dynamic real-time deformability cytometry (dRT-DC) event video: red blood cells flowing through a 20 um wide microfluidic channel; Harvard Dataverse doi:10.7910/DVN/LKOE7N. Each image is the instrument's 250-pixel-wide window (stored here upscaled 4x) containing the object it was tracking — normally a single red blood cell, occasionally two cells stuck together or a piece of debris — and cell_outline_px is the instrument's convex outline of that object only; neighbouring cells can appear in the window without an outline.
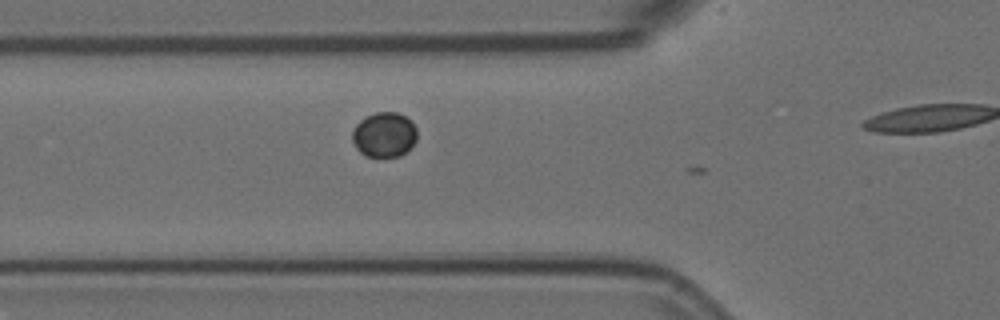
{"species": "Egyptian fruit bat (a non-hibernating species)", "species_latin": "Rousettus aegyptiacus", "temperature_condition": "room temperature", "stored_images_in_passage": 3, "camera_frame_rate_fps": 3000, "um_per_image_px": 0.085, "animal": {"sex": "female"}, "frame": {"image": 1, "passage_image": 2, "time_ms": 0.333, "image_size_px": [1000, 320], "cell_outline_px": [[416, 140], [400, 156], [364, 156], [356, 148], [352, 140], [352, 132], [356, 124], [364, 116], [376, 112], [396, 112], [412, 120], [416, 128]], "centroid_in_image_um": [32.63, 11.43], "position_along_channel_um": 93.2, "area_um2": 16.94}}